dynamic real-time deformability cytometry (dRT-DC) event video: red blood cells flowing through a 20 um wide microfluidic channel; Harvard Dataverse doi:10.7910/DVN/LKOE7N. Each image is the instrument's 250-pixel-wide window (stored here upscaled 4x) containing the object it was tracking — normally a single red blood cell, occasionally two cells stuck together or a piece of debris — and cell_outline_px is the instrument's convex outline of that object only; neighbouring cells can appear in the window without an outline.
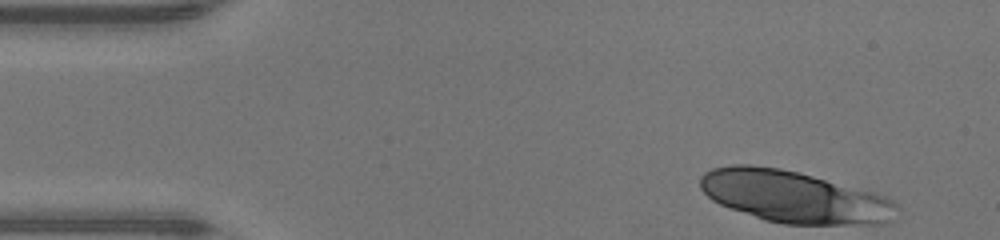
{"species": "human", "species_latin": "Homo sapiens", "temperature_condition": "warm", "stored_images_in_passage": 16, "camera_frame_rate_fps": 3000, "um_per_image_px": 0.085, "donor": {"sex": "male"}, "frame": {"image": 1, "passage_image": 1, "time_ms": 0.0, "image_size_px": [1000, 240], "cell_outline_px": [[900, 208], [892, 220], [888, 224], [784, 224], [764, 220], [720, 204], [712, 200], [700, 188], [700, 176], [704, 172], [712, 168], [732, 164], [752, 164], [780, 168], [800, 172], [872, 192], [884, 196], [892, 200]], "centroid_in_image_um": [67.49, 16.72], "position_along_channel_um": 17.5, "area_um2": 59.65}}
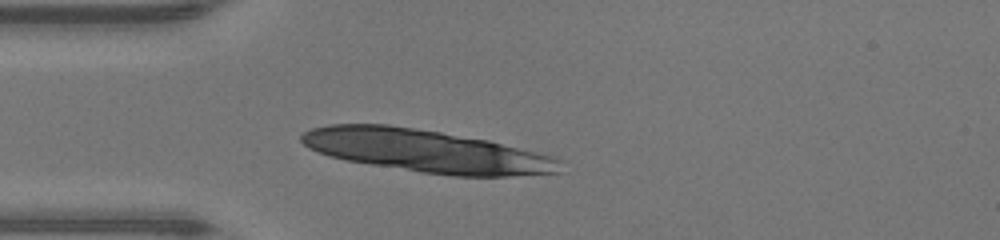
{"frame": {"image": 2, "passage_image": 9, "time_ms": 2.667, "image_size_px": [1000, 240], "cell_outline_px": [[564, 172], [508, 176], [452, 176], [420, 172], [348, 160], [328, 156], [308, 148], [300, 140], [300, 136], [304, 132], [312, 128], [328, 124], [388, 124], [440, 132], [488, 140], [552, 156], [564, 160]], "centroid_in_image_um": [36.28, 12.84], "position_along_channel_um": 48.7, "area_um2": 64.22}}